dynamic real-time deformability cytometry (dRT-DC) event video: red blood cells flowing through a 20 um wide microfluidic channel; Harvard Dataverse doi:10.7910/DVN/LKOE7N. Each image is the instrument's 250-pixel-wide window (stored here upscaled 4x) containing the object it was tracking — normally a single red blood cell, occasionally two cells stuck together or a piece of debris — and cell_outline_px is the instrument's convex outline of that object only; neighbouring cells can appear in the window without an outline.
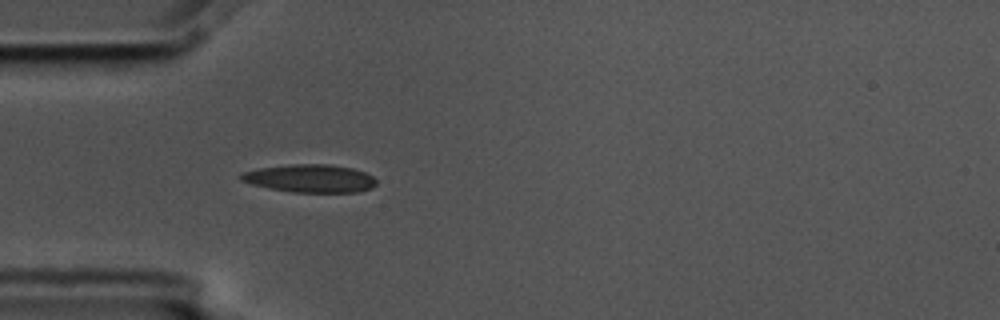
{"species": "common noctule bat (a hibernating species)", "species_latin": "Nyctalus noctula", "temperature_condition": "cold", "stored_images_in_passage": 41, "camera_frame_rate_fps": 3000, "um_per_image_px": 0.085, "animal": {"sex": "male", "body_mass_g": 17.5, "forearm_length_mm": 52.3}, "frame": {"image": 1, "passage_image": 1, "time_ms": 0.0, "image_size_px": [1000, 320], "cell_outline_px": [[376, 184], [372, 188], [356, 192], [292, 192], [268, 188], [252, 184], [240, 180], [240, 172], [260, 168], [292, 164], [328, 164], [352, 168], [364, 172], [372, 176], [376, 180]], "centroid_in_image_um": [26.34, 15.16], "position_along_channel_um": 58.7, "area_um2": 22.02}}
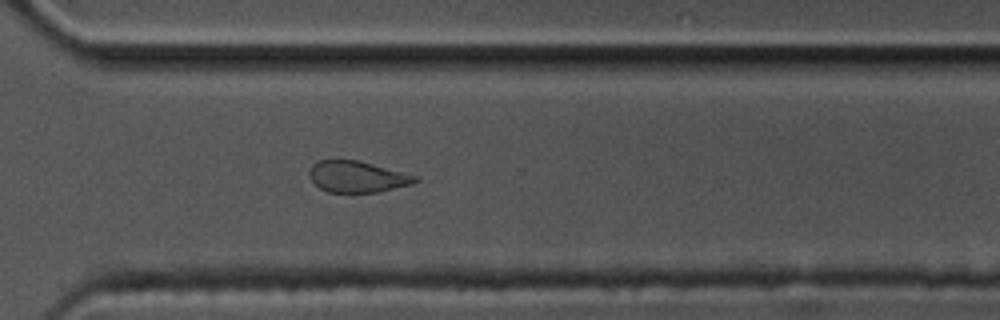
{"frame": {"image": 2, "passage_image": 25, "time_ms": 8.0, "image_size_px": [1000, 320], "cell_outline_px": [[420, 180], [412, 184], [380, 192], [328, 192], [320, 188], [312, 180], [308, 172], [312, 164], [320, 160], [360, 160], [420, 176]], "centroid_in_image_um": [30.42, 15.01], "position_along_channel_um": 340.2, "area_um2": 19.54}}
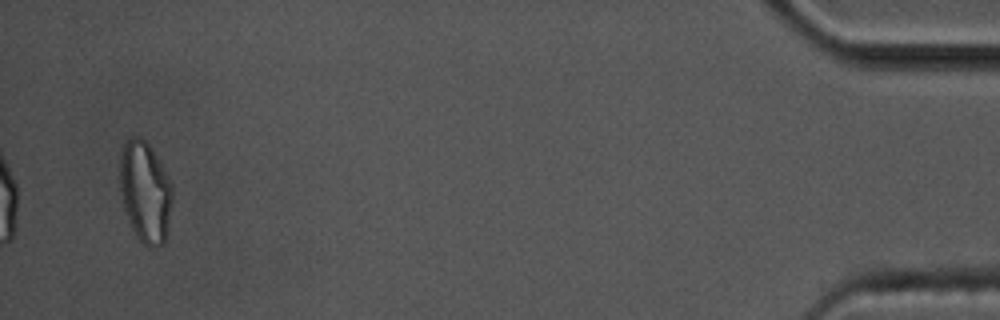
{"frame": {"image": 3, "passage_image": 39, "time_ms": 12.667, "image_size_px": [1000, 320], "cell_outline_px": [[172, 204], [164, 244], [156, 248], [148, 248], [136, 236], [128, 220], [124, 208], [120, 188], [120, 152], [124, 144], [132, 136], [140, 136], [152, 148], [168, 176], [172, 184]], "centroid_in_image_um": [12.34, 16.32], "position_along_channel_um": 422.9, "area_um2": 31.1}, "authors_computed_cell_mechanics": {"area_um2": 21.097, "velocity_mm_per_s": 3.5622, "shape_relaxation_time_tau1_ms": 4.1159, "shape_relaxation_time_tau2_ms": 4.4207, "deformation_change_tau1": 0.1381, "deformation_change_tau2": 0.1219}}